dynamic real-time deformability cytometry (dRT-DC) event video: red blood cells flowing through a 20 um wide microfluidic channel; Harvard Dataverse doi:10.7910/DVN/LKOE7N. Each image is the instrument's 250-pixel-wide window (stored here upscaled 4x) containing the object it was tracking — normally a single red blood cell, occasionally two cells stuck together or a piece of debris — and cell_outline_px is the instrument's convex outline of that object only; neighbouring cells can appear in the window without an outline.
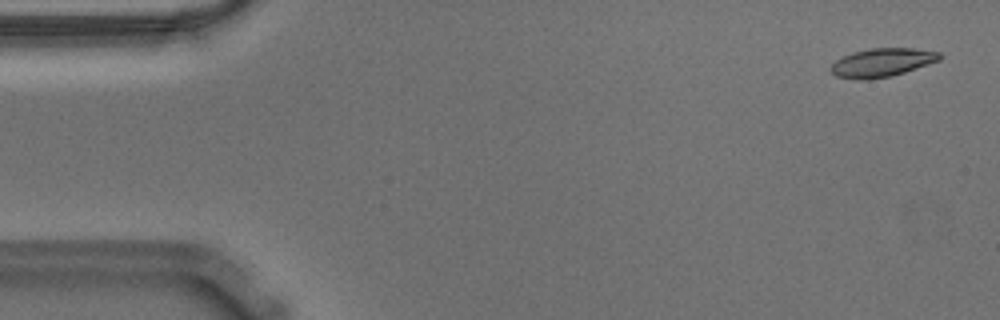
{"species": "Egyptian fruit bat (a non-hibernating species)", "species_latin": "Rousettus aegyptiacus", "temperature_condition": "warm", "stored_images_in_passage": 8, "camera_frame_rate_fps": 3000, "um_per_image_px": 0.085, "animal": {"sex": "male"}, "frame": {"image": 1, "passage_image": 2, "time_ms": 0.333, "image_size_px": [1000, 320], "cell_outline_px": [[944, 56], [940, 60], [892, 76], [868, 80], [856, 80], [836, 76], [828, 68], [836, 60], [852, 52], [868, 48], [912, 48], [940, 52]], "centroid_in_image_um": [74.96, 5.32], "position_along_channel_um": 10.0, "area_um2": 18.26}}